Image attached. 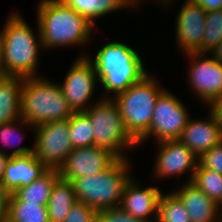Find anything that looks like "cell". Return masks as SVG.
Wrapping results in <instances>:
<instances>
[{
  "instance_id": "cell-24",
  "label": "cell",
  "mask_w": 222,
  "mask_h": 222,
  "mask_svg": "<svg viewBox=\"0 0 222 222\" xmlns=\"http://www.w3.org/2000/svg\"><path fill=\"white\" fill-rule=\"evenodd\" d=\"M155 222H191L189 212L183 202L173 192L161 194Z\"/></svg>"
},
{
  "instance_id": "cell-7",
  "label": "cell",
  "mask_w": 222,
  "mask_h": 222,
  "mask_svg": "<svg viewBox=\"0 0 222 222\" xmlns=\"http://www.w3.org/2000/svg\"><path fill=\"white\" fill-rule=\"evenodd\" d=\"M85 113L94 128L95 146L109 149L118 158L126 159L122 154L124 148L138 145L127 132L119 108L111 97L89 106Z\"/></svg>"
},
{
  "instance_id": "cell-34",
  "label": "cell",
  "mask_w": 222,
  "mask_h": 222,
  "mask_svg": "<svg viewBox=\"0 0 222 222\" xmlns=\"http://www.w3.org/2000/svg\"><path fill=\"white\" fill-rule=\"evenodd\" d=\"M199 4L206 12L222 10V0H192Z\"/></svg>"
},
{
  "instance_id": "cell-27",
  "label": "cell",
  "mask_w": 222,
  "mask_h": 222,
  "mask_svg": "<svg viewBox=\"0 0 222 222\" xmlns=\"http://www.w3.org/2000/svg\"><path fill=\"white\" fill-rule=\"evenodd\" d=\"M204 30L205 33L202 44L203 54L214 50L222 41V10L207 12Z\"/></svg>"
},
{
  "instance_id": "cell-10",
  "label": "cell",
  "mask_w": 222,
  "mask_h": 222,
  "mask_svg": "<svg viewBox=\"0 0 222 222\" xmlns=\"http://www.w3.org/2000/svg\"><path fill=\"white\" fill-rule=\"evenodd\" d=\"M97 73L91 59L80 56L67 73L63 85L60 84L64 98L73 112H85L87 103L93 95ZM86 106V107H85Z\"/></svg>"
},
{
  "instance_id": "cell-17",
  "label": "cell",
  "mask_w": 222,
  "mask_h": 222,
  "mask_svg": "<svg viewBox=\"0 0 222 222\" xmlns=\"http://www.w3.org/2000/svg\"><path fill=\"white\" fill-rule=\"evenodd\" d=\"M133 180L131 178L126 184L119 207L136 219L153 222L149 216L154 213L157 219L158 202L162 193L158 187L142 189Z\"/></svg>"
},
{
  "instance_id": "cell-3",
  "label": "cell",
  "mask_w": 222,
  "mask_h": 222,
  "mask_svg": "<svg viewBox=\"0 0 222 222\" xmlns=\"http://www.w3.org/2000/svg\"><path fill=\"white\" fill-rule=\"evenodd\" d=\"M6 21L2 30L4 76L36 77L38 48L43 46L41 37L36 39L19 14L13 13Z\"/></svg>"
},
{
  "instance_id": "cell-9",
  "label": "cell",
  "mask_w": 222,
  "mask_h": 222,
  "mask_svg": "<svg viewBox=\"0 0 222 222\" xmlns=\"http://www.w3.org/2000/svg\"><path fill=\"white\" fill-rule=\"evenodd\" d=\"M189 119L181 101L164 90L156 100L148 132L137 143L140 145L150 135L156 136L157 142L178 140Z\"/></svg>"
},
{
  "instance_id": "cell-16",
  "label": "cell",
  "mask_w": 222,
  "mask_h": 222,
  "mask_svg": "<svg viewBox=\"0 0 222 222\" xmlns=\"http://www.w3.org/2000/svg\"><path fill=\"white\" fill-rule=\"evenodd\" d=\"M178 140L199 158L222 141V129L210 112L205 121L189 119Z\"/></svg>"
},
{
  "instance_id": "cell-2",
  "label": "cell",
  "mask_w": 222,
  "mask_h": 222,
  "mask_svg": "<svg viewBox=\"0 0 222 222\" xmlns=\"http://www.w3.org/2000/svg\"><path fill=\"white\" fill-rule=\"evenodd\" d=\"M142 61L132 47L121 42H110L100 48L91 63L103 89L116 96L147 75Z\"/></svg>"
},
{
  "instance_id": "cell-12",
  "label": "cell",
  "mask_w": 222,
  "mask_h": 222,
  "mask_svg": "<svg viewBox=\"0 0 222 222\" xmlns=\"http://www.w3.org/2000/svg\"><path fill=\"white\" fill-rule=\"evenodd\" d=\"M190 86L204 103L209 105L222 96V64L213 57L201 59L203 53H188Z\"/></svg>"
},
{
  "instance_id": "cell-6",
  "label": "cell",
  "mask_w": 222,
  "mask_h": 222,
  "mask_svg": "<svg viewBox=\"0 0 222 222\" xmlns=\"http://www.w3.org/2000/svg\"><path fill=\"white\" fill-rule=\"evenodd\" d=\"M164 90L147 74L140 82L114 96L125 128L136 142L148 132L156 100Z\"/></svg>"
},
{
  "instance_id": "cell-29",
  "label": "cell",
  "mask_w": 222,
  "mask_h": 222,
  "mask_svg": "<svg viewBox=\"0 0 222 222\" xmlns=\"http://www.w3.org/2000/svg\"><path fill=\"white\" fill-rule=\"evenodd\" d=\"M97 211L83 202L77 201L63 222H96Z\"/></svg>"
},
{
  "instance_id": "cell-5",
  "label": "cell",
  "mask_w": 222,
  "mask_h": 222,
  "mask_svg": "<svg viewBox=\"0 0 222 222\" xmlns=\"http://www.w3.org/2000/svg\"><path fill=\"white\" fill-rule=\"evenodd\" d=\"M128 161L127 158H118L102 172L72 179L70 182L77 201L93 207L97 212L119 207L125 186L131 179Z\"/></svg>"
},
{
  "instance_id": "cell-23",
  "label": "cell",
  "mask_w": 222,
  "mask_h": 222,
  "mask_svg": "<svg viewBox=\"0 0 222 222\" xmlns=\"http://www.w3.org/2000/svg\"><path fill=\"white\" fill-rule=\"evenodd\" d=\"M5 222H49L47 206L24 203L13 193L10 196Z\"/></svg>"
},
{
  "instance_id": "cell-1",
  "label": "cell",
  "mask_w": 222,
  "mask_h": 222,
  "mask_svg": "<svg viewBox=\"0 0 222 222\" xmlns=\"http://www.w3.org/2000/svg\"><path fill=\"white\" fill-rule=\"evenodd\" d=\"M38 36L43 48L85 44L93 26L73 8L55 0H41L38 5Z\"/></svg>"
},
{
  "instance_id": "cell-14",
  "label": "cell",
  "mask_w": 222,
  "mask_h": 222,
  "mask_svg": "<svg viewBox=\"0 0 222 222\" xmlns=\"http://www.w3.org/2000/svg\"><path fill=\"white\" fill-rule=\"evenodd\" d=\"M160 146L155 164L156 177L181 175L191 170L187 183L191 182L197 169L199 158L179 140H169L158 143Z\"/></svg>"
},
{
  "instance_id": "cell-31",
  "label": "cell",
  "mask_w": 222,
  "mask_h": 222,
  "mask_svg": "<svg viewBox=\"0 0 222 222\" xmlns=\"http://www.w3.org/2000/svg\"><path fill=\"white\" fill-rule=\"evenodd\" d=\"M16 121H18L21 125H25L26 124V126L27 125H30L31 126V124L30 123H28V122H25L22 118H20V119H18V120H15V121H13V122H10V123H6V124H1L0 125V139H1V141L6 145H13L14 146V144H12L13 142H12V138H13V136L15 135V134H17L16 132H18V128H16L15 126H17V125H15L16 123H18V122H16ZM17 129V130H16ZM18 135V134H17ZM18 140H19V143H21V141H22V137L20 136V137H18Z\"/></svg>"
},
{
  "instance_id": "cell-37",
  "label": "cell",
  "mask_w": 222,
  "mask_h": 222,
  "mask_svg": "<svg viewBox=\"0 0 222 222\" xmlns=\"http://www.w3.org/2000/svg\"><path fill=\"white\" fill-rule=\"evenodd\" d=\"M4 76V66H3V39L2 32H0V77Z\"/></svg>"
},
{
  "instance_id": "cell-13",
  "label": "cell",
  "mask_w": 222,
  "mask_h": 222,
  "mask_svg": "<svg viewBox=\"0 0 222 222\" xmlns=\"http://www.w3.org/2000/svg\"><path fill=\"white\" fill-rule=\"evenodd\" d=\"M177 16L176 38L184 53H202L207 12L192 0H186Z\"/></svg>"
},
{
  "instance_id": "cell-28",
  "label": "cell",
  "mask_w": 222,
  "mask_h": 222,
  "mask_svg": "<svg viewBox=\"0 0 222 222\" xmlns=\"http://www.w3.org/2000/svg\"><path fill=\"white\" fill-rule=\"evenodd\" d=\"M198 164L222 175V141L204 152L199 157Z\"/></svg>"
},
{
  "instance_id": "cell-32",
  "label": "cell",
  "mask_w": 222,
  "mask_h": 222,
  "mask_svg": "<svg viewBox=\"0 0 222 222\" xmlns=\"http://www.w3.org/2000/svg\"><path fill=\"white\" fill-rule=\"evenodd\" d=\"M31 153H33V147H19L15 149L10 155L0 150V183L2 182L6 161L10 156H25Z\"/></svg>"
},
{
  "instance_id": "cell-22",
  "label": "cell",
  "mask_w": 222,
  "mask_h": 222,
  "mask_svg": "<svg viewBox=\"0 0 222 222\" xmlns=\"http://www.w3.org/2000/svg\"><path fill=\"white\" fill-rule=\"evenodd\" d=\"M59 178L57 169H49L39 179L19 188L14 194L24 203H37L41 206H47L52 187Z\"/></svg>"
},
{
  "instance_id": "cell-21",
  "label": "cell",
  "mask_w": 222,
  "mask_h": 222,
  "mask_svg": "<svg viewBox=\"0 0 222 222\" xmlns=\"http://www.w3.org/2000/svg\"><path fill=\"white\" fill-rule=\"evenodd\" d=\"M61 4L73 8L81 16H84L92 25L95 18L105 16L118 9L132 7L131 0H55Z\"/></svg>"
},
{
  "instance_id": "cell-30",
  "label": "cell",
  "mask_w": 222,
  "mask_h": 222,
  "mask_svg": "<svg viewBox=\"0 0 222 222\" xmlns=\"http://www.w3.org/2000/svg\"><path fill=\"white\" fill-rule=\"evenodd\" d=\"M96 222H144L136 219L120 207L104 209L97 212Z\"/></svg>"
},
{
  "instance_id": "cell-36",
  "label": "cell",
  "mask_w": 222,
  "mask_h": 222,
  "mask_svg": "<svg viewBox=\"0 0 222 222\" xmlns=\"http://www.w3.org/2000/svg\"><path fill=\"white\" fill-rule=\"evenodd\" d=\"M211 53H213V58L222 64V41L211 51Z\"/></svg>"
},
{
  "instance_id": "cell-35",
  "label": "cell",
  "mask_w": 222,
  "mask_h": 222,
  "mask_svg": "<svg viewBox=\"0 0 222 222\" xmlns=\"http://www.w3.org/2000/svg\"><path fill=\"white\" fill-rule=\"evenodd\" d=\"M210 112L215 116L220 128L222 129V96L210 104Z\"/></svg>"
},
{
  "instance_id": "cell-4",
  "label": "cell",
  "mask_w": 222,
  "mask_h": 222,
  "mask_svg": "<svg viewBox=\"0 0 222 222\" xmlns=\"http://www.w3.org/2000/svg\"><path fill=\"white\" fill-rule=\"evenodd\" d=\"M73 113L59 84L39 77L23 79L21 118L31 127L67 120Z\"/></svg>"
},
{
  "instance_id": "cell-26",
  "label": "cell",
  "mask_w": 222,
  "mask_h": 222,
  "mask_svg": "<svg viewBox=\"0 0 222 222\" xmlns=\"http://www.w3.org/2000/svg\"><path fill=\"white\" fill-rule=\"evenodd\" d=\"M207 197L222 205V175L199 164L191 181Z\"/></svg>"
},
{
  "instance_id": "cell-38",
  "label": "cell",
  "mask_w": 222,
  "mask_h": 222,
  "mask_svg": "<svg viewBox=\"0 0 222 222\" xmlns=\"http://www.w3.org/2000/svg\"><path fill=\"white\" fill-rule=\"evenodd\" d=\"M158 1V0H157ZM159 1H161V2H163V3H165L164 5H166V4H168L169 5V1L170 0H159ZM139 2V0H131V4H132V6H136V4ZM171 2H172V0H171Z\"/></svg>"
},
{
  "instance_id": "cell-19",
  "label": "cell",
  "mask_w": 222,
  "mask_h": 222,
  "mask_svg": "<svg viewBox=\"0 0 222 222\" xmlns=\"http://www.w3.org/2000/svg\"><path fill=\"white\" fill-rule=\"evenodd\" d=\"M22 86L20 77H0V125L21 118Z\"/></svg>"
},
{
  "instance_id": "cell-25",
  "label": "cell",
  "mask_w": 222,
  "mask_h": 222,
  "mask_svg": "<svg viewBox=\"0 0 222 222\" xmlns=\"http://www.w3.org/2000/svg\"><path fill=\"white\" fill-rule=\"evenodd\" d=\"M69 134L73 149L94 145V128L85 112H74L69 118Z\"/></svg>"
},
{
  "instance_id": "cell-11",
  "label": "cell",
  "mask_w": 222,
  "mask_h": 222,
  "mask_svg": "<svg viewBox=\"0 0 222 222\" xmlns=\"http://www.w3.org/2000/svg\"><path fill=\"white\" fill-rule=\"evenodd\" d=\"M118 157L109 149L99 146L75 148L58 169L60 178L71 181L92 176L109 168Z\"/></svg>"
},
{
  "instance_id": "cell-18",
  "label": "cell",
  "mask_w": 222,
  "mask_h": 222,
  "mask_svg": "<svg viewBox=\"0 0 222 222\" xmlns=\"http://www.w3.org/2000/svg\"><path fill=\"white\" fill-rule=\"evenodd\" d=\"M183 202L189 212L191 222H222L218 214L222 212L219 204L207 197L191 182L184 184L181 189L174 192ZM221 210V211H220ZM220 211V212H218Z\"/></svg>"
},
{
  "instance_id": "cell-20",
  "label": "cell",
  "mask_w": 222,
  "mask_h": 222,
  "mask_svg": "<svg viewBox=\"0 0 222 222\" xmlns=\"http://www.w3.org/2000/svg\"><path fill=\"white\" fill-rule=\"evenodd\" d=\"M76 202L72 183L59 178L52 187L47 203L49 222H63Z\"/></svg>"
},
{
  "instance_id": "cell-33",
  "label": "cell",
  "mask_w": 222,
  "mask_h": 222,
  "mask_svg": "<svg viewBox=\"0 0 222 222\" xmlns=\"http://www.w3.org/2000/svg\"><path fill=\"white\" fill-rule=\"evenodd\" d=\"M11 193L0 183V222H5Z\"/></svg>"
},
{
  "instance_id": "cell-8",
  "label": "cell",
  "mask_w": 222,
  "mask_h": 222,
  "mask_svg": "<svg viewBox=\"0 0 222 222\" xmlns=\"http://www.w3.org/2000/svg\"><path fill=\"white\" fill-rule=\"evenodd\" d=\"M35 129L34 155L49 169H59L73 150L69 119L42 123Z\"/></svg>"
},
{
  "instance_id": "cell-15",
  "label": "cell",
  "mask_w": 222,
  "mask_h": 222,
  "mask_svg": "<svg viewBox=\"0 0 222 222\" xmlns=\"http://www.w3.org/2000/svg\"><path fill=\"white\" fill-rule=\"evenodd\" d=\"M48 170L49 168L34 153L25 156H10L6 161L1 183L13 194L19 188L39 179Z\"/></svg>"
}]
</instances>
